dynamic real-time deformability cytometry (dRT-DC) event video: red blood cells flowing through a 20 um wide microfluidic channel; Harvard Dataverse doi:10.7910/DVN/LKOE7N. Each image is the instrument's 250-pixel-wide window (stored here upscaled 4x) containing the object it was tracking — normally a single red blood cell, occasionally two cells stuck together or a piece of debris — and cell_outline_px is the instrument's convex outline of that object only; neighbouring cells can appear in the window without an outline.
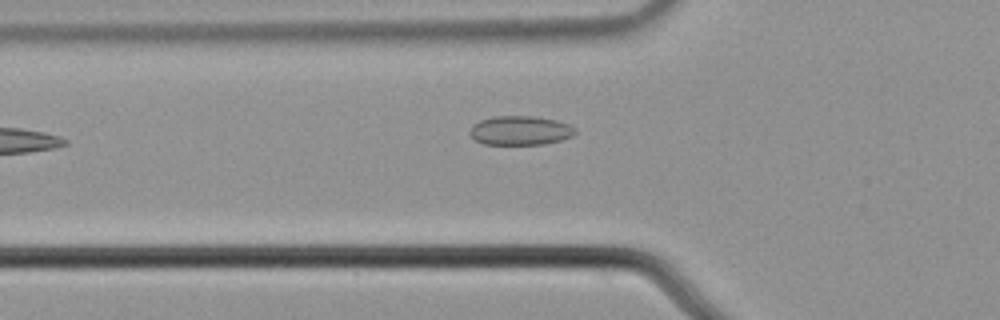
{"species": "common noctule bat (a hibernating species)", "species_latin": "Nyctalus noctula", "temperature_condition": "cold", "stored_images_in_passage": 4, "camera_frame_rate_fps": 3000, "um_per_image_px": 0.085, "animal": {"sex": "male", "body_mass_g": 21.5, "forearm_length_mm": 52.0}, "frame": {"image": 1, "passage_image": 4, "time_ms": 1.0, "image_size_px": [1000, 320], "cell_outline_px": [[576, 132], [572, 136], [560, 140], [544, 144], [484, 144], [476, 140], [468, 132], [472, 124], [480, 120], [492, 116], [536, 116], [556, 120], [568, 124], [576, 128]], "centroid_in_image_um": [44.21, 11.08], "position_along_channel_um": 81.6, "area_um2": 17.98}}